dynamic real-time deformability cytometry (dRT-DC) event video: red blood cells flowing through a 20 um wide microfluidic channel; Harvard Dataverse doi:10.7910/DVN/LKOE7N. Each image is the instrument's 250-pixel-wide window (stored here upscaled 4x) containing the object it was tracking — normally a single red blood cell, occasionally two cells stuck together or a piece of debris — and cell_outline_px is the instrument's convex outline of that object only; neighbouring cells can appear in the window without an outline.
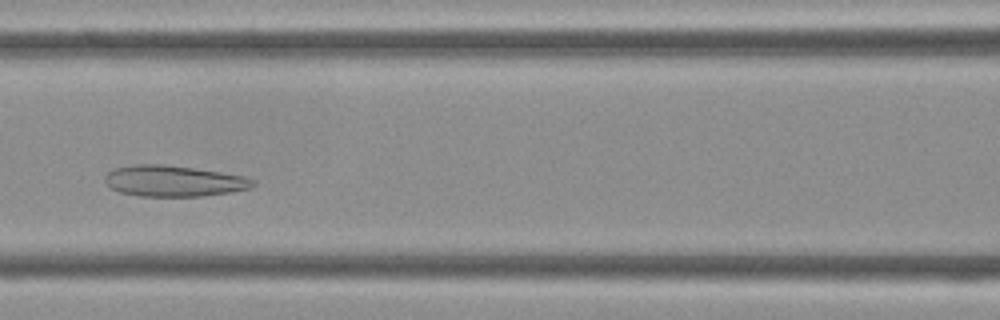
{"species": "Egyptian fruit bat (a non-hibernating species)", "species_latin": "Rousettus aegyptiacus", "temperature_condition": "cold", "stored_images_in_passage": 41, "camera_frame_rate_fps": 3000, "um_per_image_px": 0.085, "frame": {"image": 1, "passage_image": 16, "time_ms": 5.0, "image_size_px": [1000, 320], "cell_outline_px": [[256, 184], [252, 188], [232, 192], [204, 196], [140, 196], [120, 192], [112, 188], [104, 180], [104, 176], [108, 172], [116, 168], [136, 164], [164, 164], [220, 172], [244, 176], [256, 180]], "centroid_in_image_um": [14.81, 15.39], "position_along_channel_um": 151.8, "area_um2": 26.76}}
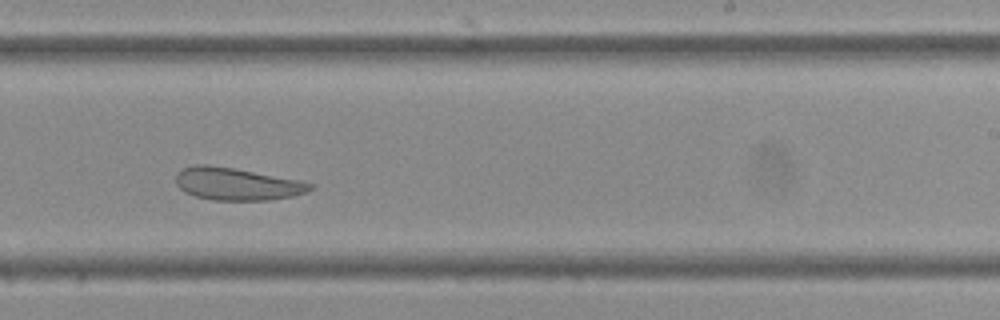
{"frame": {"image": 2, "passage_image": 24, "time_ms": 7.667, "image_size_px": [1000, 320], "cell_outline_px": [[312, 188], [308, 192], [292, 196], [268, 200], [212, 200], [196, 196], [184, 192], [176, 184], [176, 172], [184, 168], [196, 164], [208, 164], [232, 168], [300, 180], [312, 184]], "centroid_in_image_um": [20.1, 15.64], "position_along_channel_um": 268.9, "area_um2": 25.26}}
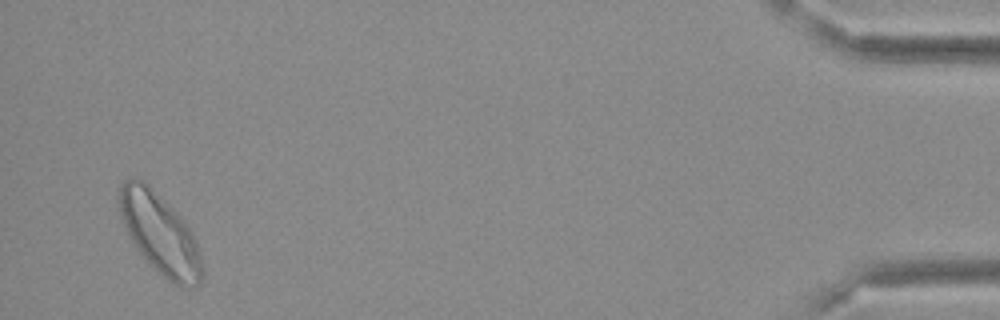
{"frame": {"image": 3, "passage_image": 40, "time_ms": 13.0, "image_size_px": [1000, 320], "cell_outline_px": [[204, 276], [200, 284], [188, 288], [180, 288], [168, 280], [136, 248], [120, 216], [116, 196], [120, 184], [124, 180], [144, 180], [188, 224], [192, 232], [200, 256], [204, 272]], "centroid_in_image_um": [13.6, 19.86], "position_along_channel_um": 421.6, "area_um2": 38.67}}